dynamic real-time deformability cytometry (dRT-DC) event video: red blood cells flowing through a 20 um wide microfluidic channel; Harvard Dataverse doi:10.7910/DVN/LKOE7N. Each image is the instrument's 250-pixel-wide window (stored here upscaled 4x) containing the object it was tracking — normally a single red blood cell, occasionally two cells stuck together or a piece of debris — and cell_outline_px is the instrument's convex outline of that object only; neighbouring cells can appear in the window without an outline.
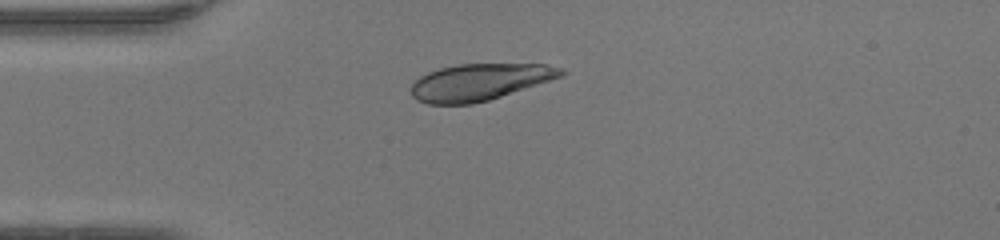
{"species": "human", "species_latin": "Homo sapiens", "temperature_condition": "warm", "stored_images_in_passage": 37, "camera_frame_rate_fps": 3000, "um_per_image_px": 0.085, "donor": {"sex": "female"}, "frame": {"image": 1, "passage_image": 1, "time_ms": 0.0, "image_size_px": [1000, 240], "cell_outline_px": [[568, 72], [560, 76], [488, 100], [472, 104], [428, 104], [416, 100], [412, 96], [412, 84], [420, 76], [428, 72], [440, 68], [456, 64], [544, 64], [564, 68]], "centroid_in_image_um": [40.73, 6.96], "position_along_channel_um": 44.3, "area_um2": 31.73}}
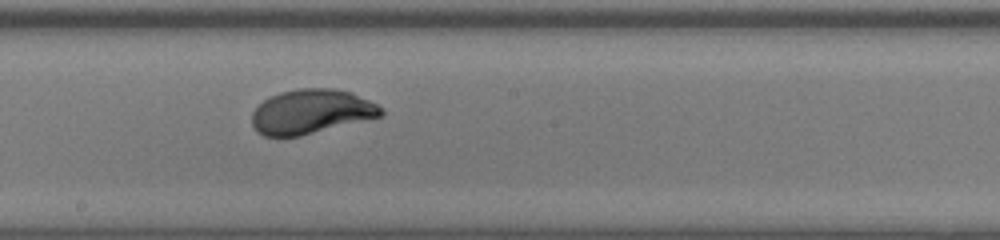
{"frame": {"image": 2, "passage_image": 15, "time_ms": 4.667, "image_size_px": [1000, 240], "cell_outline_px": [[384, 116], [300, 136], [264, 136], [256, 132], [252, 124], [252, 112], [264, 100], [280, 92], [300, 88], [336, 88], [352, 92], [376, 104], [384, 112]], "centroid_in_image_um": [26.46, 9.49], "position_along_channel_um": 221.7, "area_um2": 33.47}}
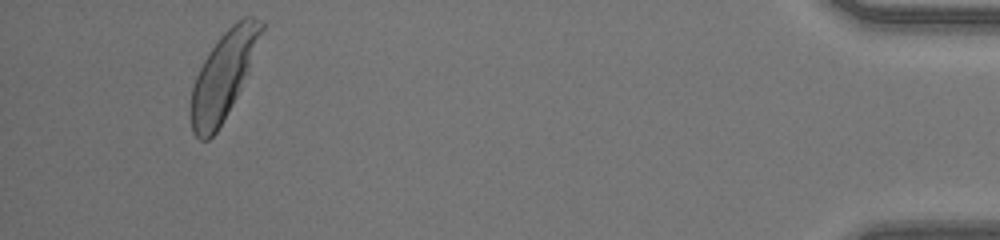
{"frame": {"image": 3, "passage_image": 34, "time_ms": 11.0, "image_size_px": [1000, 240], "cell_outline_px": [[264, 28], [236, 96], [232, 104], [216, 132], [208, 140], [200, 140], [192, 132], [192, 88], [196, 76], [204, 60], [220, 36], [236, 20], [244, 16], [252, 16], [264, 20]], "centroid_in_image_um": [18.98, 6.38], "position_along_channel_um": 416.2, "area_um2": 34.28}, "authors_computed_cell_mechanics": {"area_um2": 33.7552, "velocity_mm_per_s": 4.2584, "shape_relaxation_time_tau1_ms": 2.322, "shape_relaxation_time_tau2_ms": null, "deformation_change_tau1": 0.1633, "deformation_change_tau2": null}}